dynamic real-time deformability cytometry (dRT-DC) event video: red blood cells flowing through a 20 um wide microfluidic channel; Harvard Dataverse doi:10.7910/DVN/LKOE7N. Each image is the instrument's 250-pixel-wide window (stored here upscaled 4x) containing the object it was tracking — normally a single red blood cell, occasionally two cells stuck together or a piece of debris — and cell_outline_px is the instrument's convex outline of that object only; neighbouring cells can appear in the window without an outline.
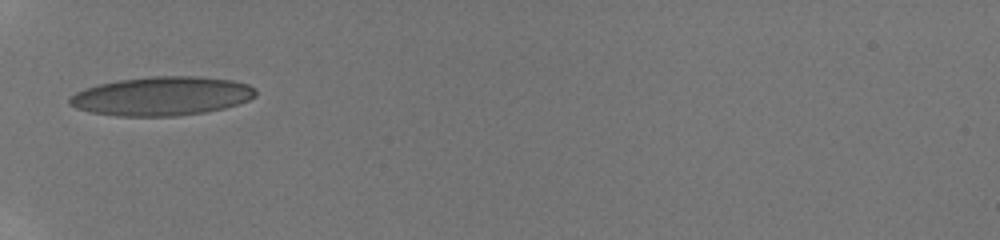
{"species": "human", "species_latin": "Homo sapiens", "temperature_condition": "room temperature", "stored_images_in_passage": 34, "camera_frame_rate_fps": 3000, "um_per_image_px": 0.085, "donor": {"sex": "male"}, "frame": {"image": 1, "passage_image": 1, "time_ms": 0.0, "image_size_px": [1000, 240], "cell_outline_px": [[256, 96], [248, 100], [224, 108], [204, 112], [176, 116], [116, 116], [88, 112], [76, 108], [68, 104], [68, 96], [76, 92], [100, 84], [120, 80], [148, 76], [196, 76], [232, 80], [248, 84], [256, 88]], "centroid_in_image_um": [13.74, 8.17], "position_along_channel_um": 71.3, "area_um2": 42.25}}
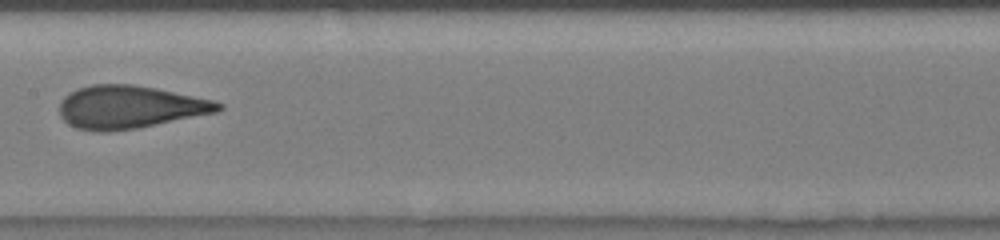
{"frame": {"image": 2, "passage_image": 9, "time_ms": 3.333, "image_size_px": [1000, 240], "cell_outline_px": [[224, 108], [216, 112], [136, 128], [108, 132], [96, 132], [76, 128], [68, 124], [60, 116], [60, 100], [64, 96], [76, 88], [92, 84], [132, 84], [156, 88], [216, 100], [224, 104]], "centroid_in_image_um": [11.01, 9.09], "position_along_channel_um": 196.4, "area_um2": 39.88}}
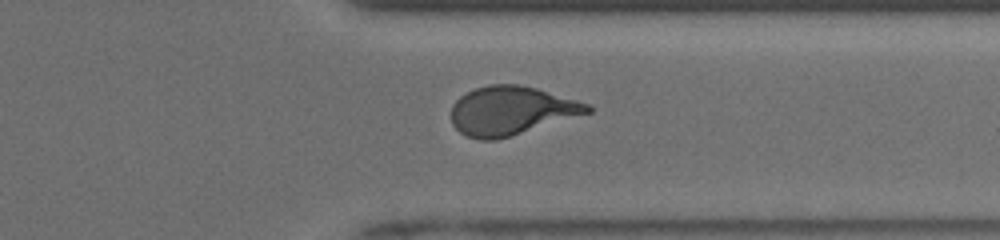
{"frame": {"image": 3, "passage_image": 20, "time_ms": 7.667, "image_size_px": [1000, 240], "cell_outline_px": [[592, 112], [496, 140], [480, 140], [468, 136], [460, 132], [452, 124], [452, 104], [460, 96], [476, 88], [488, 84], [520, 84], [536, 88], [576, 100], [588, 104], [592, 108]], "centroid_in_image_um": [43.43, 9.4], "position_along_channel_um": 368.0, "area_um2": 38.38}, "authors_computed_cell_mechanics": {"area_um2": 38.5815, "velocity_mm_per_s": 3.9627, "shape_relaxation_time_tau1_ms": 8.6899, "shape_relaxation_time_tau2_ms": 0.7821, "deformation_change_tau1": 0.2937, "deformation_change_tau2": 0.0876}}